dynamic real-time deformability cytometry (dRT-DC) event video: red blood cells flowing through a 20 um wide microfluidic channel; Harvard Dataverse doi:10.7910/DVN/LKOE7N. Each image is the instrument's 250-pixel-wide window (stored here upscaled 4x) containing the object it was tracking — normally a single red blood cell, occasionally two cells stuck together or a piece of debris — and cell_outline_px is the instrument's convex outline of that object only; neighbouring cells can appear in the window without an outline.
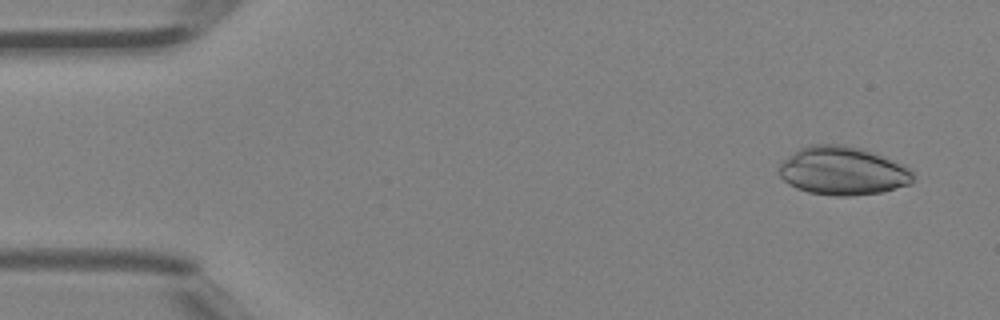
{"species": "Egyptian fruit bat (a non-hibernating species)", "species_latin": "Rousettus aegyptiacus", "temperature_condition": "room temperature", "stored_images_in_passage": 5, "camera_frame_rate_fps": 3000, "um_per_image_px": 0.085, "animal": {"sex": "female"}, "frame": {"image": 1, "passage_image": 1, "time_ms": 0.0, "image_size_px": [1000, 320], "cell_outline_px": [[912, 184], [880, 192], [848, 196], [836, 196], [808, 192], [796, 188], [788, 184], [780, 176], [780, 164], [784, 160], [800, 148], [808, 144], [844, 144], [864, 148], [904, 164], [912, 172]], "centroid_in_image_um": [71.64, 14.51], "position_along_channel_um": 13.4, "area_um2": 37.92}}